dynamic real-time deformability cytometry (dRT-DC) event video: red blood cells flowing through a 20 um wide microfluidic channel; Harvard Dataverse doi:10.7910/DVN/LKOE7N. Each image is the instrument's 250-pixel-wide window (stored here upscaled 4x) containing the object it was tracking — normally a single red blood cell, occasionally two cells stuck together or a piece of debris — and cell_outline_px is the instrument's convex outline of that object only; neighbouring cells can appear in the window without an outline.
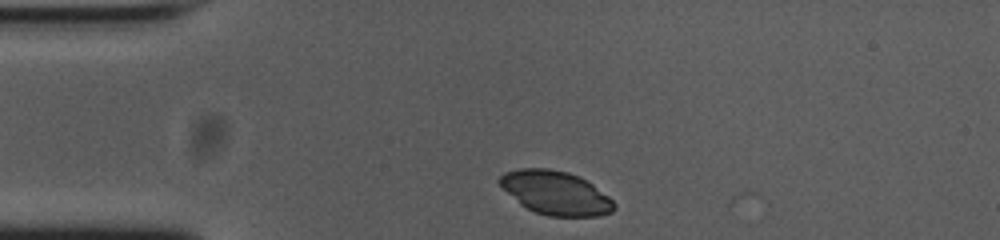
{"species": "common noctule bat (a hibernating species)", "species_latin": "Nyctalus noctula", "temperature_condition": "cold", "stored_images_in_passage": 33, "camera_frame_rate_fps": 3000, "um_per_image_px": 0.085, "animal": {"sex": "female", "body_mass_g": 23.0, "forearm_length_mm": 53.4}, "frame": {"image": 1, "passage_image": 1, "time_ms": 0.0, "image_size_px": [1000, 240], "cell_outline_px": [[616, 208], [612, 212], [596, 216], [548, 216], [536, 212], [520, 204], [496, 180], [504, 172], [520, 168], [548, 168], [568, 172], [580, 176], [592, 184], [608, 196], [616, 204]], "centroid_in_image_um": [47.24, 16.38], "position_along_channel_um": 37.8, "area_um2": 29.02}}